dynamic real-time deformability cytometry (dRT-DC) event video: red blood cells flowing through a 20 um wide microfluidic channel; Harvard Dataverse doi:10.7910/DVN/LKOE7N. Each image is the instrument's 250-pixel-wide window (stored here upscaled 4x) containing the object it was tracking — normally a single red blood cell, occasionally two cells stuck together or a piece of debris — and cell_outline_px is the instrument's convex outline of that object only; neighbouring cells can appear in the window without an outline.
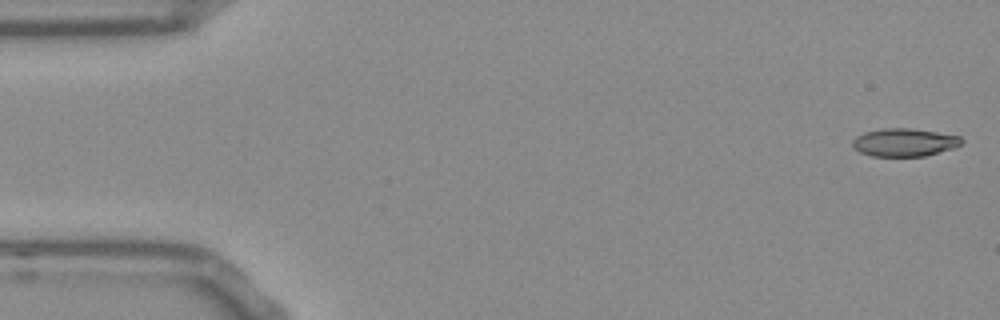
{"species": "Egyptian fruit bat (a non-hibernating species)", "species_latin": "Rousettus aegyptiacus", "temperature_condition": "room temperature", "stored_images_in_passage": 53, "camera_frame_rate_fps": 3000, "um_per_image_px": 0.085, "frame": {"image": 1, "passage_image": 1, "time_ms": 0.0, "image_size_px": [1000, 320], "cell_outline_px": [[964, 144], [952, 148], [924, 156], [872, 156], [860, 152], [852, 148], [852, 140], [856, 136], [864, 132], [884, 128], [912, 128], [960, 136], [964, 140]], "centroid_in_image_um": [76.86, 12.1], "position_along_channel_um": 8.1, "area_um2": 17.86}}
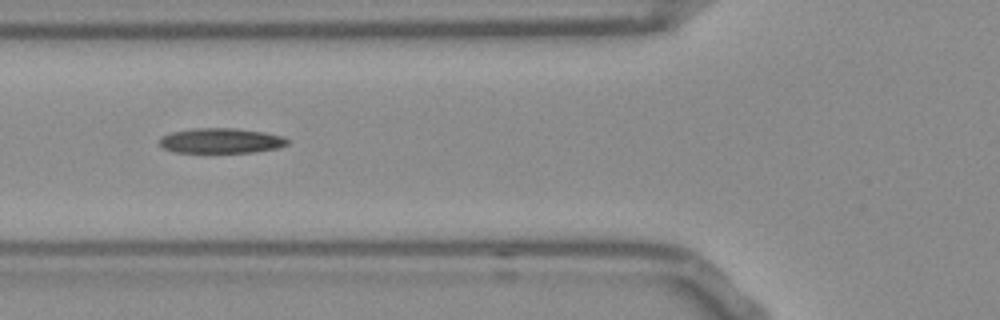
{"frame": {"image": 2, "passage_image": 19, "time_ms": 6.0, "image_size_px": [1000, 320], "cell_outline_px": [[288, 144], [276, 148], [252, 152], [176, 152], [164, 148], [160, 144], [160, 136], [172, 132], [192, 128], [236, 128], [264, 132], [280, 136], [288, 140]], "centroid_in_image_um": [18.75, 11.95], "position_along_channel_um": 107.0, "area_um2": 18.5}}
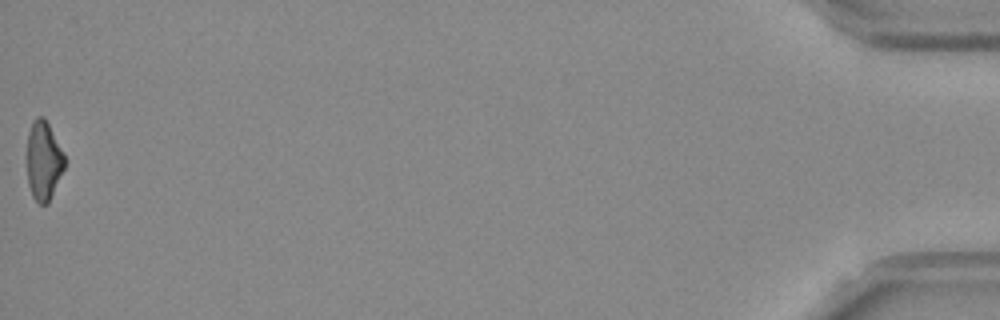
{"frame": {"image": 3, "passage_image": 53, "time_ms": 17.333, "image_size_px": [1000, 320], "cell_outline_px": [[64, 168], [48, 204], [40, 204], [32, 196], [28, 184], [28, 132], [32, 120], [36, 116], [44, 116], [64, 152]], "centroid_in_image_um": [3.71, 13.63], "position_along_channel_um": 431.5, "area_um2": 17.22}, "authors_computed_cell_mechanics": {"area_um2": 18.496, "velocity_mm_per_s": 3.7923, "shape_relaxation_time_tau1_ms": null, "shape_relaxation_time_tau2_ms": 6.698, "deformation_change_tau1": null, "deformation_change_tau2": 0.18}}